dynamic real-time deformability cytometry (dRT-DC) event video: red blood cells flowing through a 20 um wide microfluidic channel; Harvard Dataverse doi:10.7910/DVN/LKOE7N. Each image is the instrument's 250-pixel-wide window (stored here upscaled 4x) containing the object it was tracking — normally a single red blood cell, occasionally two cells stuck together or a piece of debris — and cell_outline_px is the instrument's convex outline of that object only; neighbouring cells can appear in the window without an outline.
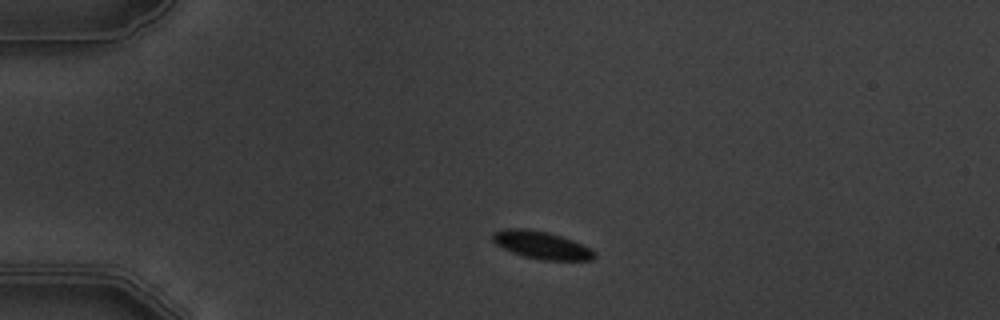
{"species": "common noctule bat (a hibernating species)", "species_latin": "Nyctalus noctula", "temperature_condition": "warm", "stored_images_in_passage": 3, "camera_frame_rate_fps": 3000, "um_per_image_px": 0.085, "animal": {"sex": "male", "body_mass_g": 19.5, "forearm_length_mm": 54.6}, "frame": {"image": 1, "passage_image": 2, "time_ms": 1.0, "image_size_px": [1000, 320], "cell_outline_px": [[596, 256], [592, 260], [540, 260], [524, 256], [512, 252], [496, 244], [492, 240], [492, 232], [504, 228], [520, 228], [548, 232], [572, 240], [596, 252]], "centroid_in_image_um": [46.0, 20.83], "position_along_channel_um": 39.0, "area_um2": 16.24}}